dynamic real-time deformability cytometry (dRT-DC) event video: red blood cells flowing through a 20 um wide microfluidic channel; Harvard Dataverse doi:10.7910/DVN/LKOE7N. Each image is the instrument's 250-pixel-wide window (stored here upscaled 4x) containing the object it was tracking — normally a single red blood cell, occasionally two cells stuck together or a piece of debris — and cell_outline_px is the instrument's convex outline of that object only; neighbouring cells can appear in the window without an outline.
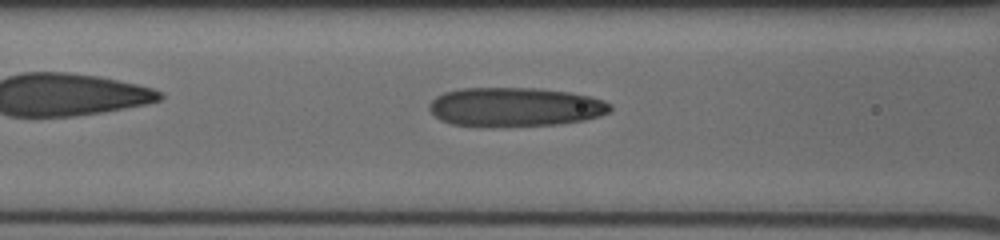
{"species": "human", "species_latin": "Homo sapiens", "temperature_condition": "cold", "stored_images_in_passage": 30, "camera_frame_rate_fps": 3000, "um_per_image_px": 0.085, "donor": {"sex": "male"}, "frame": {"image": 1, "passage_image": 7, "time_ms": 2.0, "image_size_px": [1000, 240], "cell_outline_px": [[612, 108], [608, 112], [600, 116], [584, 120], [556, 124], [452, 124], [440, 120], [428, 108], [428, 104], [436, 96], [444, 92], [460, 88], [536, 88], [568, 92], [588, 96], [604, 100], [612, 104]], "centroid_in_image_um": [43.79, 9.05], "position_along_channel_um": 122.8, "area_um2": 40.17}}
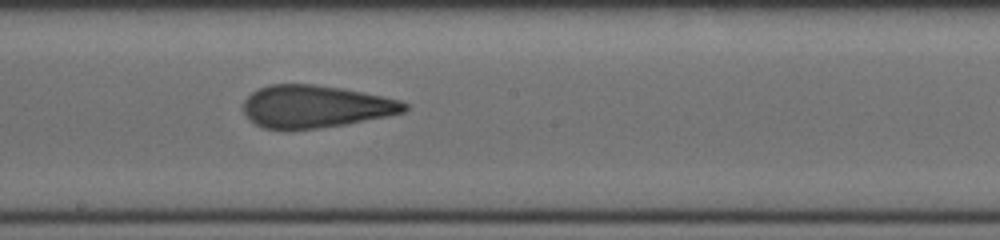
{"frame": {"image": 2, "passage_image": 14, "time_ms": 4.333, "image_size_px": [1000, 240], "cell_outline_px": [[408, 108], [404, 112], [388, 116], [344, 124], [288, 132], [264, 128], [248, 120], [244, 112], [244, 100], [252, 92], [260, 88], [272, 84], [312, 84], [340, 88], [400, 100], [408, 104]], "centroid_in_image_um": [26.76, 9.08], "position_along_channel_um": 221.4, "area_um2": 40.0}}
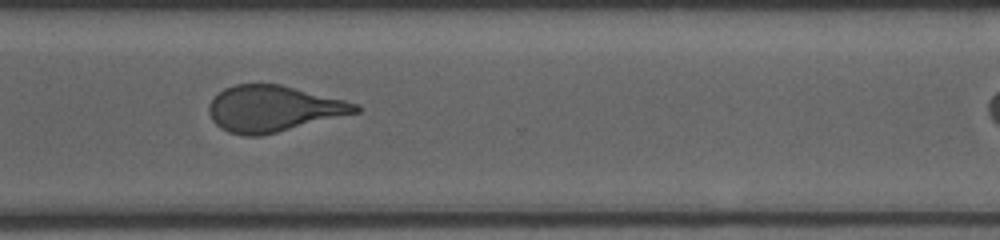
{"frame": {"image": 3, "passage_image": 23, "time_ms": 7.333, "image_size_px": [1000, 240], "cell_outline_px": [[360, 112], [260, 136], [244, 136], [228, 132], [220, 128], [212, 120], [208, 112], [208, 104], [224, 88], [236, 84], [280, 84], [360, 104]], "centroid_in_image_um": [23.22, 9.24], "position_along_channel_um": 347.4, "area_um2": 39.25}}